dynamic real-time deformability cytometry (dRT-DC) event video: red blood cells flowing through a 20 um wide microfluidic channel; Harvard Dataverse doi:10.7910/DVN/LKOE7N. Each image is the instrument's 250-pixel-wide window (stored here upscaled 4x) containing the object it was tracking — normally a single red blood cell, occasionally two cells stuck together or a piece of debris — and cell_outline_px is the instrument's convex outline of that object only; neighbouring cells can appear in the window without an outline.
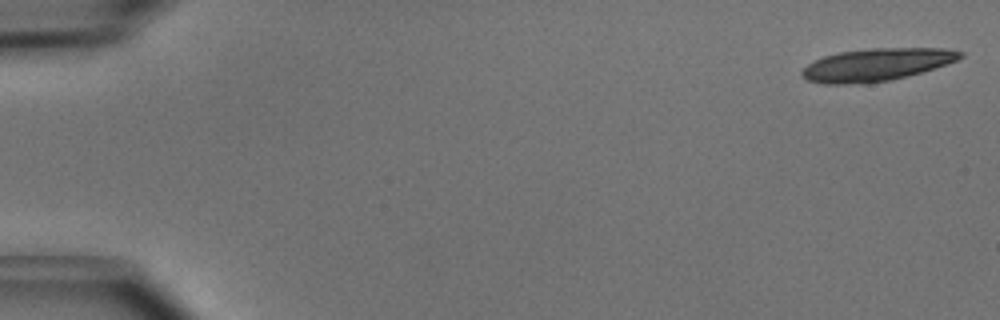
{"species": "common noctule bat (a hibernating species)", "species_latin": "Nyctalus noctula", "temperature_condition": "cold", "stored_images_in_passage": 18, "camera_frame_rate_fps": 3000, "um_per_image_px": 0.085, "animal": {"sex": "male", "body_mass_g": 15.6}, "frame": {"image": 1, "passage_image": 1, "time_ms": 0.0, "image_size_px": [1000, 320], "cell_outline_px": [[964, 56], [948, 64], [892, 80], [868, 84], [824, 84], [808, 80], [800, 76], [800, 72], [808, 64], [824, 56], [840, 52], [872, 48], [948, 48], [964, 52]], "centroid_in_image_um": [74.51, 5.5], "position_along_channel_um": 10.5, "area_um2": 30.17}}